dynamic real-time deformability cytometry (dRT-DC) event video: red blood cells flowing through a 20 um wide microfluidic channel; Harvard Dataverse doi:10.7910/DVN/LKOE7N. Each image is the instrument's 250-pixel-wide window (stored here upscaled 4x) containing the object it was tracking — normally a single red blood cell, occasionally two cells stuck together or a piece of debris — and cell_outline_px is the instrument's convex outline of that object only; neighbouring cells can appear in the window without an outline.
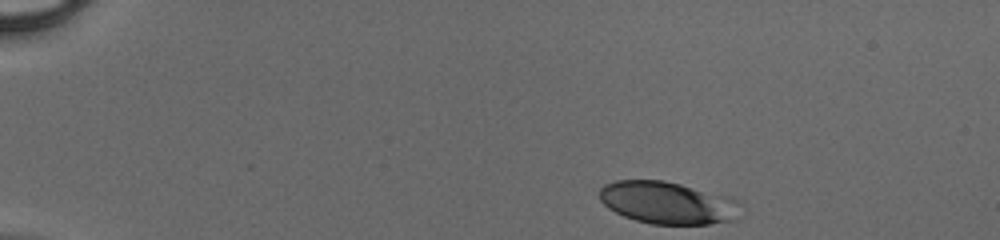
{"species": "human", "species_latin": "Homo sapiens", "temperature_condition": "cold", "stored_images_in_passage": 41, "camera_frame_rate_fps": 3000, "um_per_image_px": 0.085, "donor": {"sex": "male"}, "frame": {"image": 1, "passage_image": 1, "time_ms": 0.0, "image_size_px": [1000, 240], "cell_outline_px": [[736, 200], [732, 220], [708, 224], [652, 224], [636, 220], [624, 216], [608, 208], [600, 200], [600, 188], [604, 184], [616, 180], [664, 180], [680, 184], [724, 196]], "centroid_in_image_um": [56.6, 17.22], "position_along_channel_um": 28.4, "area_um2": 33.87}}
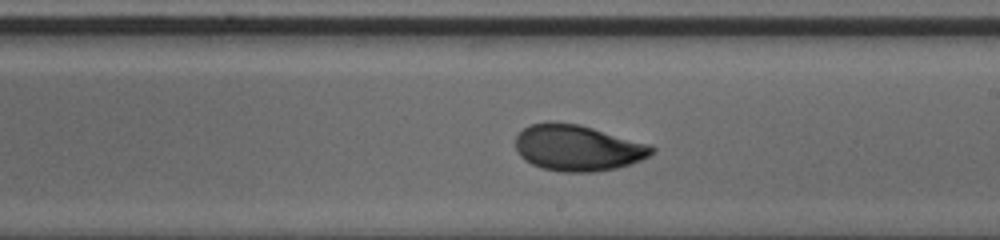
{"frame": {"image": 2, "passage_image": 23, "time_ms": 7.333, "image_size_px": [1000, 240], "cell_outline_px": [[656, 148], [648, 156], [640, 160], [616, 168], [592, 172], [560, 172], [544, 168], [532, 164], [524, 160], [516, 152], [516, 136], [524, 128], [532, 124], [548, 120], [552, 120], [580, 124], [652, 144]], "centroid_in_image_um": [49.09, 12.54], "position_along_channel_um": 239.9, "area_um2": 36.93}}
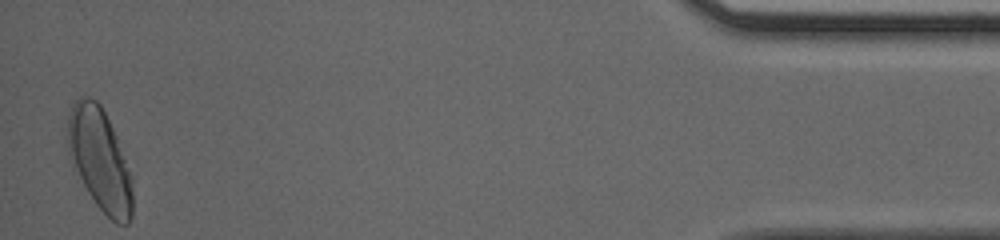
{"frame": {"image": 3, "passage_image": 41, "time_ms": 13.333, "image_size_px": [1000, 240], "cell_outline_px": [[132, 216], [128, 224], [116, 224], [96, 204], [88, 192], [68, 152], [68, 116], [72, 104], [80, 96], [88, 96], [96, 100], [100, 104], [116, 136], [132, 184]], "centroid_in_image_um": [8.47, 13.55], "position_along_channel_um": 426.7, "area_um2": 37.51}}